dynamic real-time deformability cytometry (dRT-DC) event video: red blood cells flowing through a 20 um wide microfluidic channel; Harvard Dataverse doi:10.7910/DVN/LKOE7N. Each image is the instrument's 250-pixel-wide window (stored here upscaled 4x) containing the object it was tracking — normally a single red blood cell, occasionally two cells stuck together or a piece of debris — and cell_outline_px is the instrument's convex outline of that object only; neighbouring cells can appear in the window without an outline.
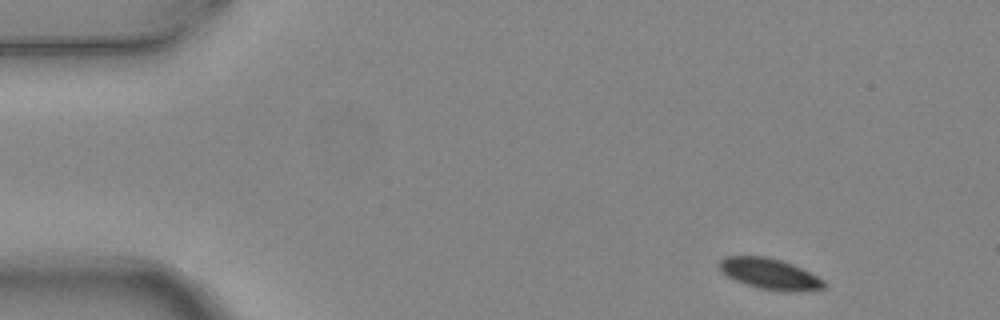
{"species": "common noctule bat (a hibernating species)", "species_latin": "Nyctalus noctula", "temperature_condition": "warm", "stored_images_in_passage": 4, "camera_frame_rate_fps": 3000, "um_per_image_px": 0.085, "animal": {"sex": "female", "body_mass_g": 24.6, "forearm_length_mm": 56.2}, "frame": {"image": 1, "passage_image": 1, "time_ms": 0.0, "image_size_px": [1000, 320], "cell_outline_px": [[828, 284], [824, 288], [796, 292], [780, 292], [756, 288], [736, 280], [728, 276], [720, 268], [720, 260], [724, 256], [768, 256], [792, 264], [824, 280]], "centroid_in_image_um": [65.46, 23.29], "position_along_channel_um": 19.5, "area_um2": 18.84}}
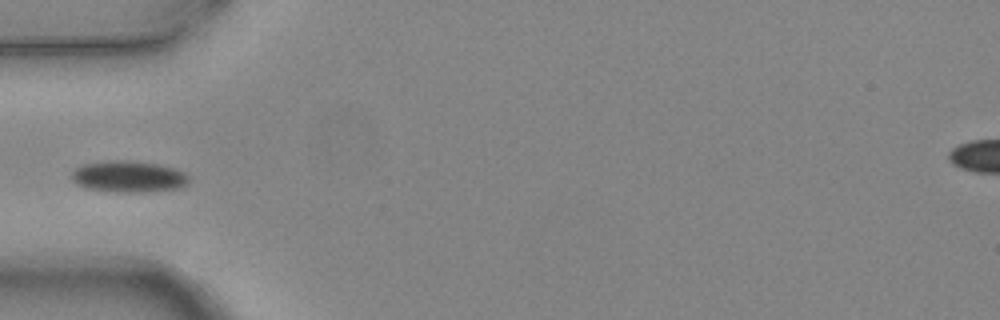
{"frame": {"image": 2, "passage_image": 4, "time_ms": 1.0, "image_size_px": [1000, 320], "cell_outline_px": [[188, 184], [180, 188], [140, 192], [116, 192], [84, 188], [76, 184], [72, 180], [72, 172], [76, 168], [84, 164], [112, 160], [124, 160], [156, 164], [176, 168], [184, 172], [188, 176]], "centroid_in_image_um": [10.92, 15.02], "position_along_channel_um": 74.1, "area_um2": 21.44}}